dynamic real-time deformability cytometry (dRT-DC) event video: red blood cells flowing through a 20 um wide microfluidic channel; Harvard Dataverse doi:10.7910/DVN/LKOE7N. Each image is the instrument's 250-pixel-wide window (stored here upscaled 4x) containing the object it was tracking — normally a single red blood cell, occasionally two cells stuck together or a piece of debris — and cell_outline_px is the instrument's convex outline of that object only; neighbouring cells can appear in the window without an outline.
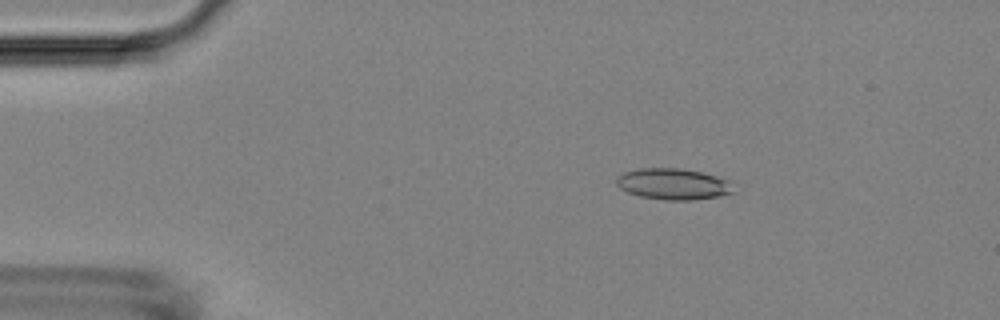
{"species": "Egyptian fruit bat (a non-hibernating species)", "species_latin": "Rousettus aegyptiacus", "temperature_condition": "room temperature", "stored_images_in_passage": 51, "camera_frame_rate_fps": 3000, "um_per_image_px": 0.085, "animal": {"sex": "female"}, "frame": {"image": 1, "passage_image": 7, "time_ms": 2.0, "image_size_px": [1000, 320], "cell_outline_px": [[736, 192], [720, 196], [692, 200], [664, 200], [640, 196], [628, 192], [620, 188], [616, 184], [616, 176], [624, 172], [640, 168], [680, 168], [700, 172], [716, 176], [728, 180]], "centroid_in_image_um": [57.21, 15.64], "position_along_channel_um": 27.8, "area_um2": 21.33}}
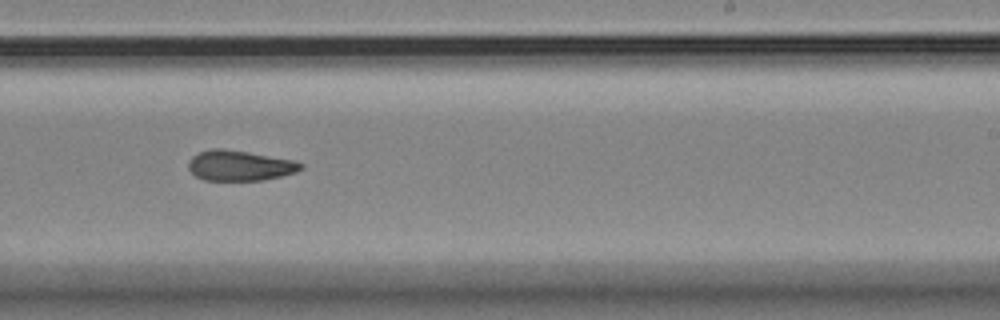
{"frame": {"image": 2, "passage_image": 31, "time_ms": 10.0, "image_size_px": [1000, 320], "cell_outline_px": [[304, 168], [296, 172], [264, 180], [204, 180], [196, 176], [188, 168], [188, 160], [192, 156], [200, 152], [212, 148], [224, 148], [248, 152], [292, 160], [304, 164]], "centroid_in_image_um": [20.36, 14.07], "position_along_channel_um": 268.6, "area_um2": 19.83}}
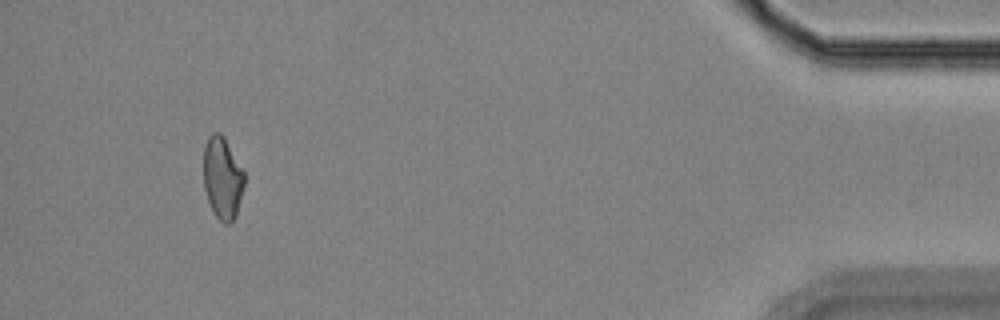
{"frame": {"image": 3, "passage_image": 48, "time_ms": 15.667, "image_size_px": [1000, 320], "cell_outline_px": [[244, 184], [236, 216], [228, 224], [224, 224], [212, 212], [204, 188], [204, 148], [208, 136], [212, 132], [220, 132], [224, 136], [244, 172]], "centroid_in_image_um": [18.9, 15.12], "position_along_channel_um": 416.3, "area_um2": 19.48}, "authors_computed_cell_mechanics": {"area_um2": 20.5768, "velocity_mm_per_s": 3.7389, "shape_relaxation_time_tau1_ms": null, "shape_relaxation_time_tau2_ms": 5.9498, "deformation_change_tau1": null, "deformation_change_tau2": 0.14}}